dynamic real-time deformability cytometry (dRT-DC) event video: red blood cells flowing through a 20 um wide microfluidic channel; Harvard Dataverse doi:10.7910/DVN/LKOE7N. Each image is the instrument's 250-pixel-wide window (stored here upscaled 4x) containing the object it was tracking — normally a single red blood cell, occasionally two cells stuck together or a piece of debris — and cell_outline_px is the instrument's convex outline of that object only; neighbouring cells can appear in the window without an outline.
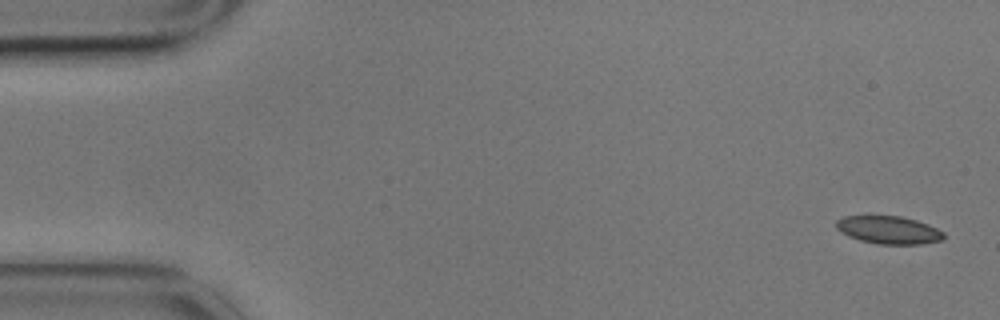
{"species": "common noctule bat (a hibernating species)", "species_latin": "Nyctalus noctula", "temperature_condition": "cold", "stored_images_in_passage": 5, "camera_frame_rate_fps": 3000, "um_per_image_px": 0.085, "animal": {"sex": "male", "body_mass_g": 17.9}, "frame": {"image": 1, "passage_image": 1, "time_ms": 0.0, "image_size_px": [1000, 320], "cell_outline_px": [[944, 240], [920, 244], [876, 244], [860, 240], [848, 236], [840, 232], [836, 228], [836, 220], [844, 216], [900, 216], [916, 220], [928, 224], [944, 232]], "centroid_in_image_um": [75.53, 19.55], "position_along_channel_um": 9.5, "area_um2": 17.51}}
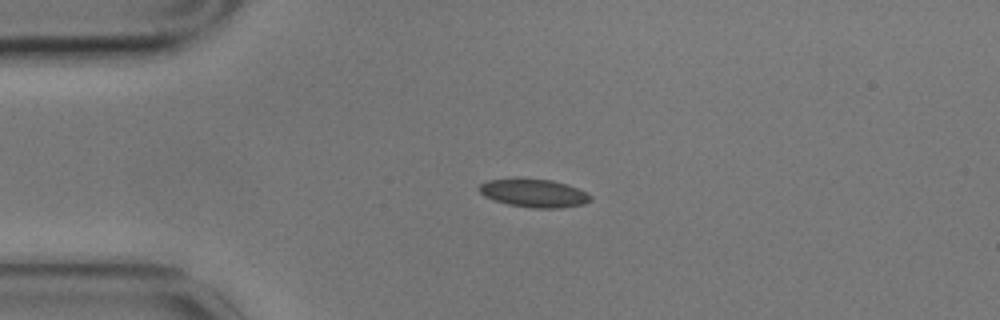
{"frame": {"image": 2, "passage_image": 4, "time_ms": 1.0, "image_size_px": [1000, 320], "cell_outline_px": [[592, 200], [584, 204], [560, 208], [532, 208], [508, 204], [492, 200], [484, 196], [476, 188], [480, 184], [488, 180], [516, 176], [552, 180], [588, 192], [592, 196]], "centroid_in_image_um": [45.33, 16.39], "position_along_channel_um": 39.7, "area_um2": 18.9}}